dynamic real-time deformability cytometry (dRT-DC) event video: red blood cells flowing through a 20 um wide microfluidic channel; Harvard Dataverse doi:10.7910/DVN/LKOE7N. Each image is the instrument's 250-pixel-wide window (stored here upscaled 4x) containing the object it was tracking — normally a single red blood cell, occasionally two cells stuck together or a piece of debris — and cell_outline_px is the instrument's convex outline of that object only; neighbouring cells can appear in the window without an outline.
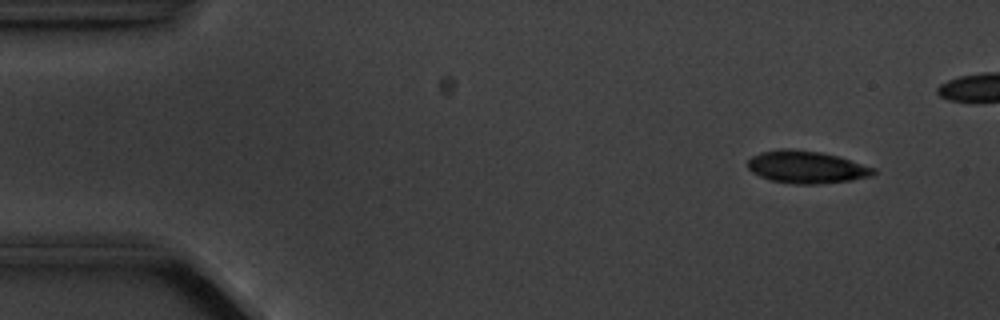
{"species": "common noctule bat (a hibernating species)", "species_latin": "Nyctalus noctula", "temperature_condition": "cold", "stored_images_in_passage": 5, "camera_frame_rate_fps": 3000, "um_per_image_px": 0.085, "animal": {"sex": "male", "body_mass_g": 20.1, "forearm_length_mm": 53.5}, "frame": {"image": 1, "passage_image": 1, "time_ms": 0.0, "image_size_px": [1000, 320], "cell_outline_px": [[876, 172], [872, 176], [852, 180], [820, 184], [792, 184], [768, 180], [752, 172], [748, 168], [748, 160], [752, 156], [760, 152], [780, 148], [792, 148], [820, 152], [840, 156], [876, 168]], "centroid_in_image_um": [68.56, 14.2], "position_along_channel_um": 16.4, "area_um2": 24.16}}